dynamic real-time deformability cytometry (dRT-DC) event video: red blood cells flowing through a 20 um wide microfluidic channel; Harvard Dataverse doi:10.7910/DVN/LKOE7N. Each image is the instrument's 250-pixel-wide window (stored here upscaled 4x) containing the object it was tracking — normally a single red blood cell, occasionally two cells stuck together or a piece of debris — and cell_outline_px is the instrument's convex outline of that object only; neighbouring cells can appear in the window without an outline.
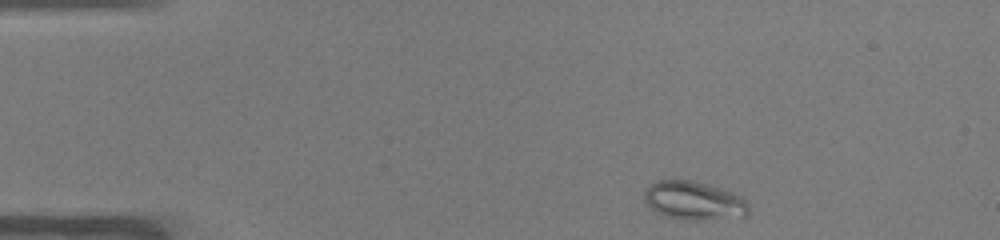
{"species": "common noctule bat (a hibernating species)", "species_latin": "Nyctalus noctula", "temperature_condition": "warm", "stored_images_in_passage": 45, "camera_frame_rate_fps": 3000, "um_per_image_px": 0.085, "animal": {"sex": "male", "body_mass_g": 19.0, "forearm_length_mm": 50.8}, "frame": {"image": 1, "passage_image": 2, "time_ms": 0.333, "image_size_px": [1000, 240], "cell_outline_px": [[748, 212], [744, 216], [696, 220], [688, 220], [668, 216], [656, 212], [644, 204], [644, 192], [652, 184], [660, 180], [688, 180], [704, 184], [732, 192], [740, 196], [748, 204]], "centroid_in_image_um": [58.94, 17.06], "position_along_channel_um": 26.1, "area_um2": 22.95}}
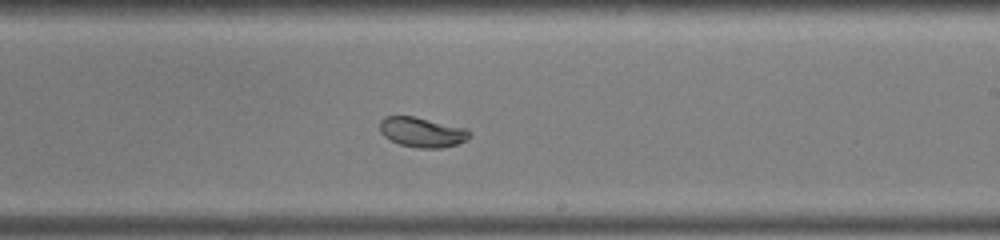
{"frame": {"image": 2, "passage_image": 25, "time_ms": 8.0, "image_size_px": [1000, 240], "cell_outline_px": [[472, 136], [456, 144], [440, 148], [420, 148], [400, 144], [384, 136], [380, 132], [380, 120], [384, 116], [416, 116], [468, 128], [472, 132]], "centroid_in_image_um": [35.9, 11.21], "position_along_channel_um": 253.1, "area_um2": 15.78}}
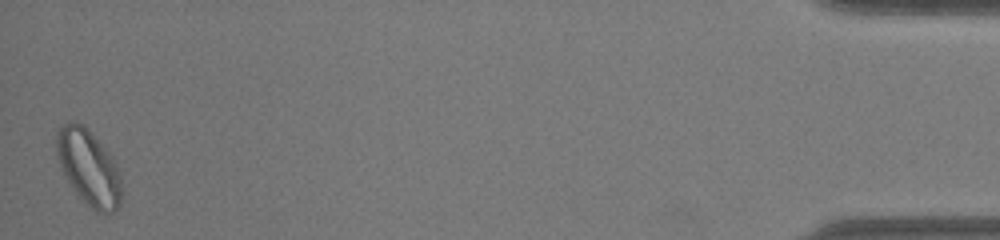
{"frame": {"image": 3, "passage_image": 45, "time_ms": 14.667, "image_size_px": [1000, 240], "cell_outline_px": [[120, 204], [116, 212], [96, 212], [76, 192], [60, 168], [56, 152], [56, 132], [64, 124], [72, 120], [84, 124], [92, 132], [112, 156], [116, 164], [120, 176]], "centroid_in_image_um": [7.53, 14.19], "position_along_channel_um": 427.7, "area_um2": 28.5}, "authors_computed_cell_mechanics": {"area_um2": 19.9988, "velocity_mm_per_s": 3.9084, "shape_relaxation_time_tau1_ms": 8.6799, "shape_relaxation_time_tau2_ms": null, "deformation_change_tau1": 0.1577, "deformation_change_tau2": null}}